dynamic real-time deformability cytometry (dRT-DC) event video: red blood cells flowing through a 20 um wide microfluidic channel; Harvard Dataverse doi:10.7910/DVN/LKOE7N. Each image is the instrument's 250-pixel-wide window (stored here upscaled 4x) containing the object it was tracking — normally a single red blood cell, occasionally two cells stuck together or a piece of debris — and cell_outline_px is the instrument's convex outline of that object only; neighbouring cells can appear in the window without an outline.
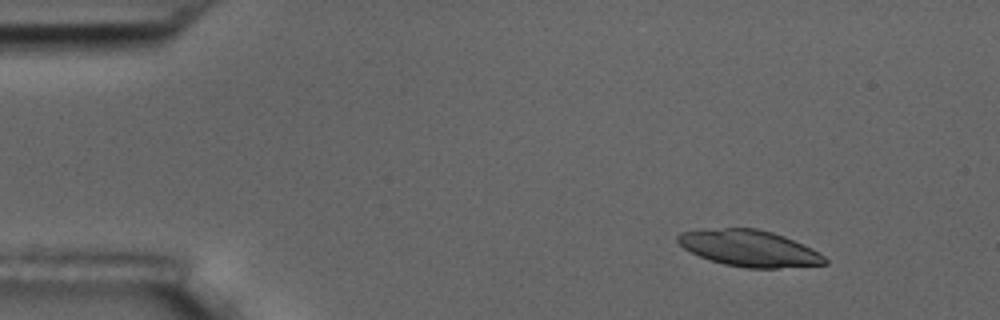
{"species": "common noctule bat (a hibernating species)", "species_latin": "Nyctalus noctula", "temperature_condition": "room temperature", "stored_images_in_passage": 6, "camera_frame_rate_fps": 3000, "um_per_image_px": 0.085, "animal": {"sex": "male", "body_mass_g": 17.5, "forearm_length_mm": 52.3}, "frame": {"image": 1, "passage_image": 2, "time_ms": 1.0, "image_size_px": [1000, 320], "cell_outline_px": [[828, 264], [776, 268], [744, 268], [724, 264], [700, 256], [684, 248], [676, 240], [676, 236], [680, 232], [724, 228], [756, 228], [772, 232], [784, 236], [812, 248], [824, 256], [828, 260]], "centroid_in_image_um": [63.72, 21.11], "position_along_channel_um": 21.3, "area_um2": 30.92}}